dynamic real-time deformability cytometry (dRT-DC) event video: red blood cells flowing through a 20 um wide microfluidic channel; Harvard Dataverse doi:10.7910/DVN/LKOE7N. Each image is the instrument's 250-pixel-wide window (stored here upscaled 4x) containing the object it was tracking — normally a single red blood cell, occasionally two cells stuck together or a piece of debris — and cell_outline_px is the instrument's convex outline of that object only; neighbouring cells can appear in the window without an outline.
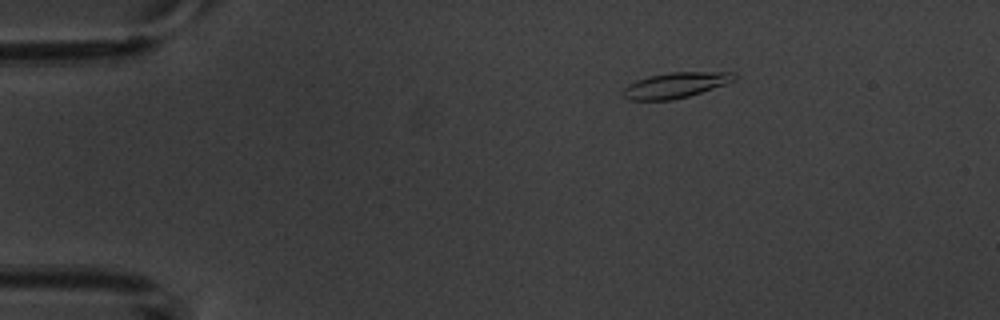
{"species": "common noctule bat (a hibernating species)", "species_latin": "Nyctalus noctula", "temperature_condition": "warm", "stored_images_in_passage": 5, "camera_frame_rate_fps": 3000, "um_per_image_px": 0.085, "animal": {"sex": "male", "body_mass_g": 20.1, "forearm_length_mm": 53.5}, "frame": {"image": 1, "passage_image": 3, "time_ms": 2.333, "image_size_px": [1000, 320], "cell_outline_px": [[736, 80], [688, 96], [672, 100], [628, 100], [624, 96], [624, 88], [628, 84], [636, 80], [652, 76], [672, 72], [732, 72], [736, 76]], "centroid_in_image_um": [57.41, 7.24], "position_along_channel_um": 27.6, "area_um2": 16.18}}